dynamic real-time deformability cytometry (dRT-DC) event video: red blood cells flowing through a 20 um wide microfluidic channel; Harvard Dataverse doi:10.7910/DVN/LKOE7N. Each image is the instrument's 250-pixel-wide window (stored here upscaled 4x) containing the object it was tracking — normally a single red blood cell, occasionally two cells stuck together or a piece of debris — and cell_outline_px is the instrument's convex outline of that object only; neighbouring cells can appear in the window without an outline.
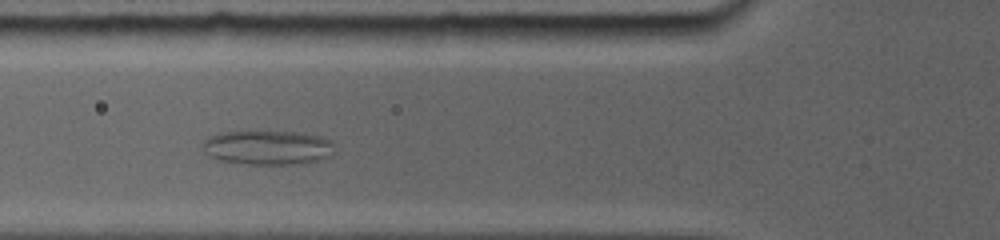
{"species": "common noctule bat (a hibernating species)", "species_latin": "Nyctalus noctula", "temperature_condition": "room temperature", "stored_images_in_passage": 16, "camera_frame_rate_fps": 5000, "um_per_image_px": 0.085, "animal": {"sex": "female", "body_mass_g": 19.0, "forearm_length_mm": 56.7}, "frame": {"image": 1, "passage_image": 7, "time_ms": 4.4, "image_size_px": [1000, 240], "cell_outline_px": [[332, 156], [300, 164], [248, 164], [220, 160], [212, 156], [208, 152], [204, 144], [212, 136], [232, 132], [292, 132], [316, 136], [328, 140]], "centroid_in_image_um": [22.78, 12.56], "position_along_channel_um": 103.0, "area_um2": 25.09}}
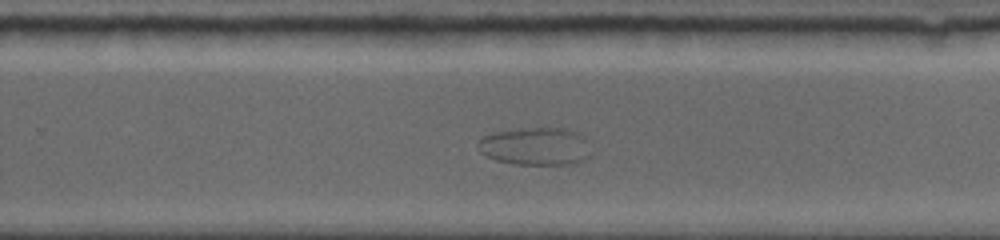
{"frame": {"image": 2, "passage_image": 14, "time_ms": 9.6, "image_size_px": [1000, 240], "cell_outline_px": [[592, 156], [584, 160], [572, 164], [516, 164], [496, 160], [480, 152], [476, 144], [476, 140], [484, 136], [496, 132], [520, 128], [564, 128], [580, 132], [584, 136]], "centroid_in_image_um": [45.53, 12.43], "position_along_channel_um": 284.3, "area_um2": 25.09}}
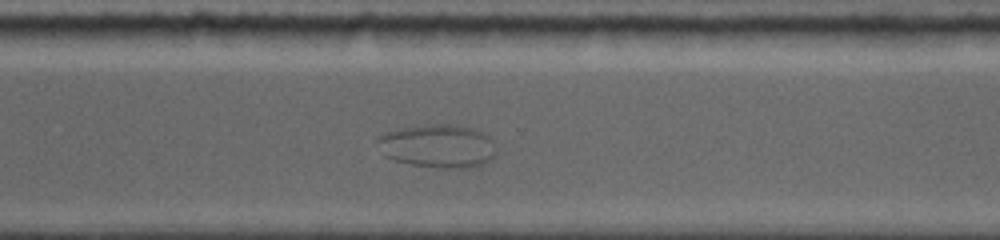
{"frame": {"image": 3, "passage_image": 16, "time_ms": 11.0, "image_size_px": [1000, 240], "cell_outline_px": [[496, 156], [492, 160], [484, 164], [468, 168], [444, 168], [412, 164], [396, 160], [384, 156], [376, 140], [380, 136], [396, 128], [424, 124], [456, 124], [472, 128], [488, 136], [496, 148]], "centroid_in_image_um": [37.24, 12.41], "position_along_channel_um": 333.4, "area_um2": 30.17}}